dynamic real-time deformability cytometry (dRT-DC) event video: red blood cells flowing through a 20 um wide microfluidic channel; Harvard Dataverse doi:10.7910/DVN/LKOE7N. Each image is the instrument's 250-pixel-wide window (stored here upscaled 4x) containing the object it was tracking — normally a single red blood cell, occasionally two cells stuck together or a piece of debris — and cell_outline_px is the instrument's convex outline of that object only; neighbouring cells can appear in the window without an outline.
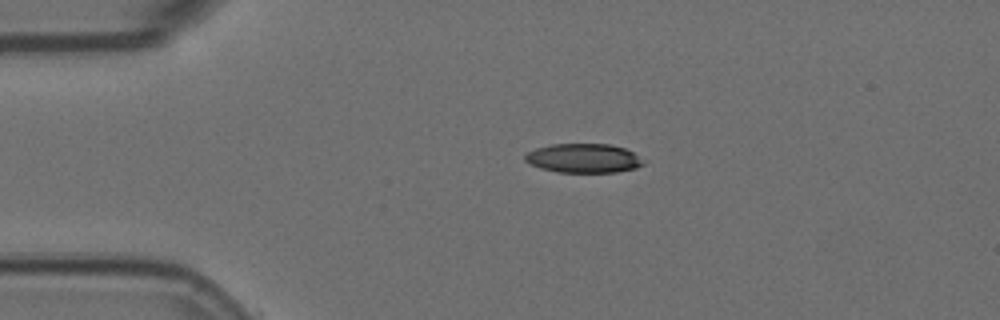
{"species": "Egyptian fruit bat (a non-hibernating species)", "species_latin": "Rousettus aegyptiacus", "temperature_condition": "room temperature", "stored_images_in_passage": 4, "camera_frame_rate_fps": 3000, "um_per_image_px": 0.085, "animal": {"sex": "female"}, "frame": {"image": 1, "passage_image": 3, "time_ms": 0.667, "image_size_px": [1000, 320], "cell_outline_px": [[644, 164], [636, 168], [616, 172], [556, 172], [540, 168], [524, 160], [524, 156], [528, 152], [536, 148], [548, 144], [612, 144], [624, 148], [632, 152], [644, 160]], "centroid_in_image_um": [49.6, 13.44], "position_along_channel_um": 35.4, "area_um2": 20.11}}